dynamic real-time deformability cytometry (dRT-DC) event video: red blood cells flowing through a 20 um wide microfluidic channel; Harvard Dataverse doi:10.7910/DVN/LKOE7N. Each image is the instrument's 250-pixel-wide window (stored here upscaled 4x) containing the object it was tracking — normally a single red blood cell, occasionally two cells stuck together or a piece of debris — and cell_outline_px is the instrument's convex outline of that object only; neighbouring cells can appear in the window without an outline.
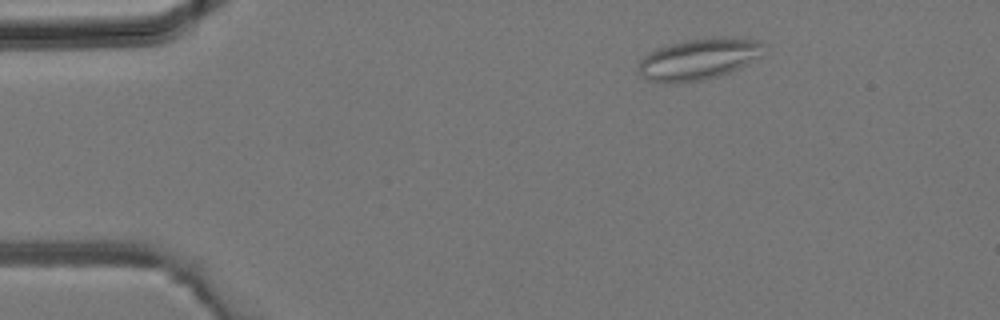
{"species": "common noctule bat (a hibernating species)", "species_latin": "Nyctalus noctula", "temperature_condition": "room temperature", "stored_images_in_passage": 4, "camera_frame_rate_fps": 3000, "um_per_image_px": 0.085, "animal": {"sex": "male", "body_mass_g": 19.2, "forearm_length_mm": 51.8}, "frame": {"image": 1, "passage_image": 2, "time_ms": 0.333, "image_size_px": [1000, 320], "cell_outline_px": [[768, 52], [728, 72], [716, 76], [700, 80], [676, 84], [660, 84], [648, 80], [640, 76], [640, 60], [644, 56], [656, 48], [684, 40], [728, 36], [756, 40], [768, 44]], "centroid_in_image_um": [59.41, 5.01], "position_along_channel_um": 25.6, "area_um2": 30.4}}